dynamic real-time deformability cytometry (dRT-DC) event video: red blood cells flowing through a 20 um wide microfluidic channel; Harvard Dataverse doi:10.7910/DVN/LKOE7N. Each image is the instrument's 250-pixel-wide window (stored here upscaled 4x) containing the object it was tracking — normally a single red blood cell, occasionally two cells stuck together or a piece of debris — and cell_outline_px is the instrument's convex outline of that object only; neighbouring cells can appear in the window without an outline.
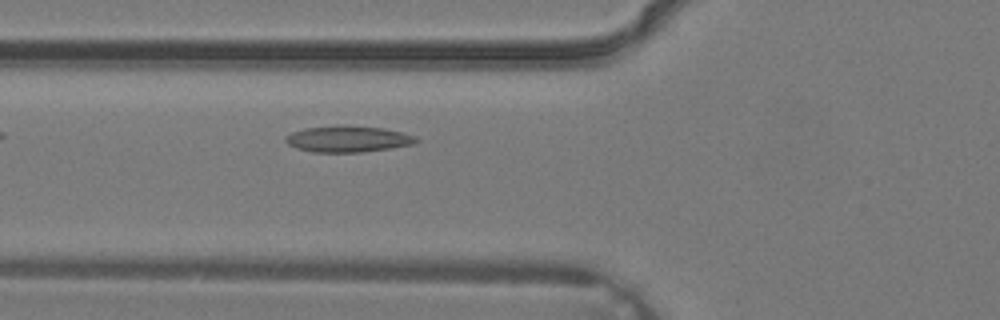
{"species": "common noctule bat (a hibernating species)", "species_latin": "Nyctalus noctula", "temperature_condition": "warm", "stored_images_in_passage": 7, "camera_frame_rate_fps": 3000, "um_per_image_px": 0.085, "animal": {"sex": "male", "body_mass_g": 19.2, "forearm_length_mm": 51.8}, "frame": {"image": 1, "passage_image": 7, "time_ms": 2.0, "image_size_px": [1000, 320], "cell_outline_px": [[420, 140], [412, 144], [392, 148], [360, 152], [312, 152], [296, 148], [288, 144], [284, 140], [284, 136], [292, 132], [304, 128], [336, 124], [344, 124], [384, 128], [416, 136]], "centroid_in_image_um": [29.54, 11.79], "position_along_channel_um": 96.3, "area_um2": 20.35}}